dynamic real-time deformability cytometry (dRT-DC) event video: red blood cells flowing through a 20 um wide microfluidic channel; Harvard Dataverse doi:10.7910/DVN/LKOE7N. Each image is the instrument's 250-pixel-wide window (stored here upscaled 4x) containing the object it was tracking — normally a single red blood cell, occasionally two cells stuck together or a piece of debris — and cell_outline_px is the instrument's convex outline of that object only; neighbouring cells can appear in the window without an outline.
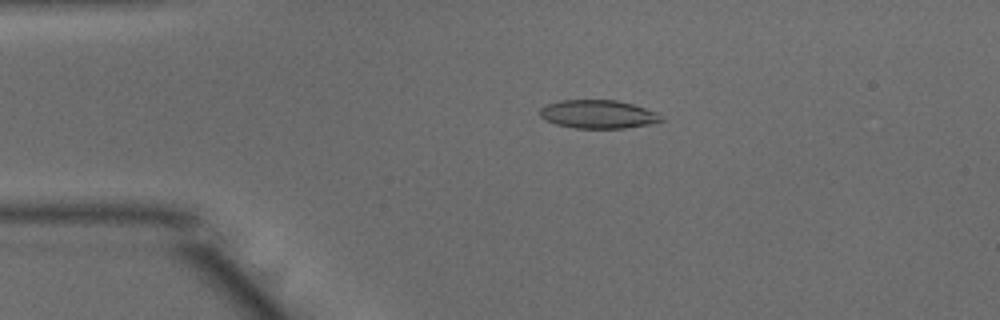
{"species": "common noctule bat (a hibernating species)", "species_latin": "Nyctalus noctula", "temperature_condition": "warm", "stored_images_in_passage": 50, "camera_frame_rate_fps": 3000, "um_per_image_px": 0.085, "animal": {"sex": "male", "body_mass_g": 15.6}, "frame": {"image": 1, "passage_image": 10, "time_ms": 3.0, "image_size_px": [1000, 320], "cell_outline_px": [[664, 120], [648, 124], [624, 128], [576, 128], [556, 124], [544, 120], [540, 116], [540, 108], [548, 104], [560, 100], [616, 100], [632, 104], [656, 112]], "centroid_in_image_um": [50.8, 9.71], "position_along_channel_um": 34.2, "area_um2": 19.88}}
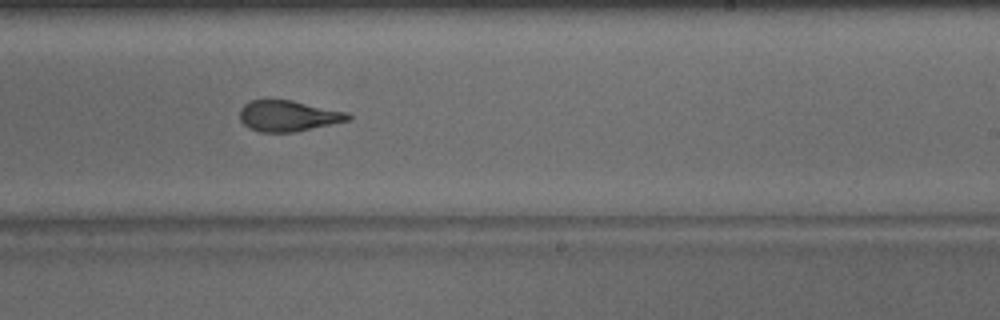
{"frame": {"image": 2, "passage_image": 30, "time_ms": 9.667, "image_size_px": [1000, 320], "cell_outline_px": [[352, 120], [292, 132], [260, 132], [248, 128], [240, 120], [240, 108], [244, 104], [252, 100], [292, 100], [348, 112], [352, 116]], "centroid_in_image_um": [24.51, 9.85], "position_along_channel_um": 264.5, "area_um2": 19.54}}
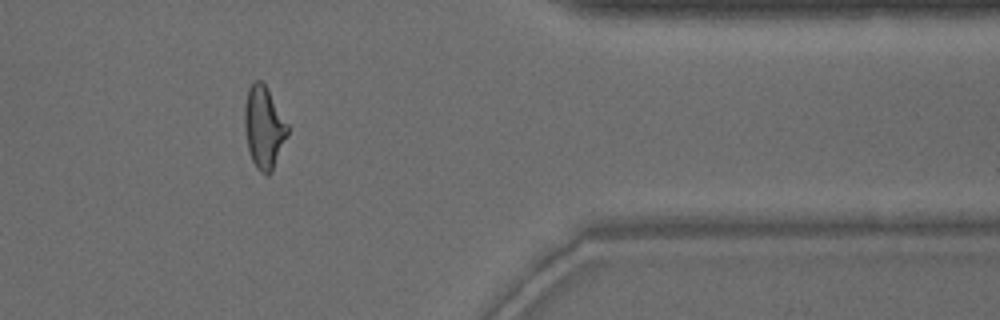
{"frame": {"image": 3, "passage_image": 41, "time_ms": 13.333, "image_size_px": [1000, 320], "cell_outline_px": [[288, 136], [272, 172], [268, 176], [260, 172], [256, 168], [252, 160], [248, 148], [244, 128], [244, 104], [248, 88], [256, 80], [260, 80], [264, 84], [288, 124]], "centroid_in_image_um": [22.42, 10.87], "position_along_channel_um": 389.0, "area_um2": 20.63}, "authors_computed_cell_mechanics": {"area_um2": 20.23, "velocity_mm_per_s": 3.9838, "shape_relaxation_time_tau1_ms": 6.0932, "shape_relaxation_time_tau2_ms": 1.4305, "deformation_change_tau1": 0.2245, "deformation_change_tau2": 0.0982}}